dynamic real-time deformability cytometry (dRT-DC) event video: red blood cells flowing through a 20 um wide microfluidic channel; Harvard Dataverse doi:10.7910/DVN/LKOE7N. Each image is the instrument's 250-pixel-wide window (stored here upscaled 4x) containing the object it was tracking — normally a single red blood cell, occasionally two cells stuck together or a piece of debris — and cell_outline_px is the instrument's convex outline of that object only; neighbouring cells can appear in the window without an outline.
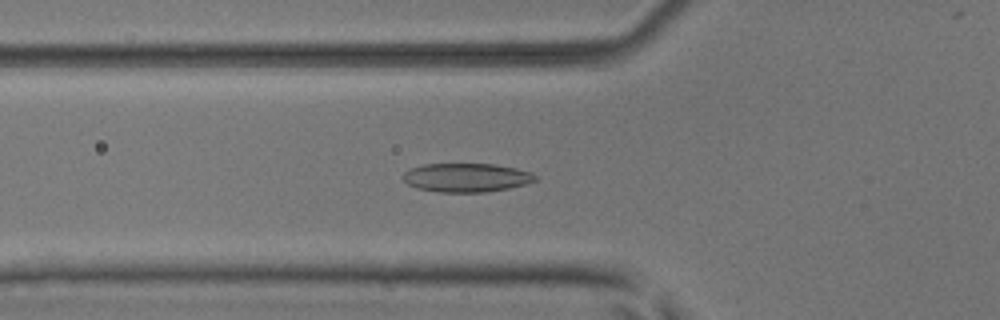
{"species": "common noctule bat (a hibernating species)", "species_latin": "Nyctalus noctula", "temperature_condition": "room temperature", "stored_images_in_passage": 41, "camera_frame_rate_fps": 3000, "um_per_image_px": 0.085, "animal": {"sex": "male", "body_mass_g": 17.9, "forearm_length_mm": 54.2}, "frame": {"image": 1, "passage_image": 8, "time_ms": 2.333, "image_size_px": [1000, 320], "cell_outline_px": [[536, 180], [524, 184], [508, 188], [484, 192], [440, 192], [416, 188], [408, 184], [404, 180], [404, 172], [412, 168], [424, 164], [496, 164], [516, 168], [532, 172], [536, 176]], "centroid_in_image_um": [39.65, 15.09], "position_along_channel_um": 86.1, "area_um2": 22.02}}
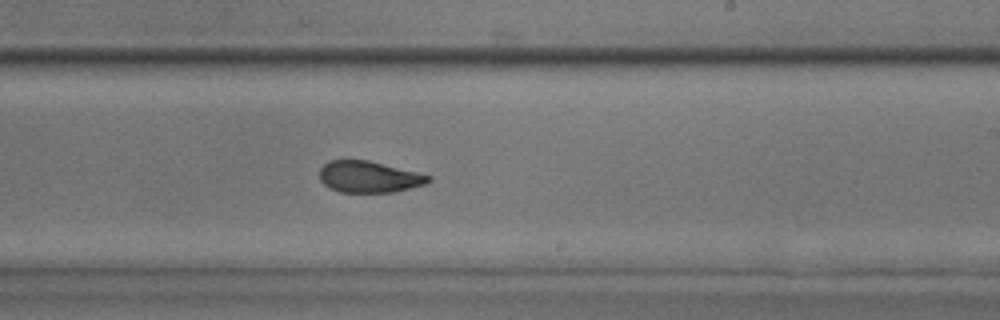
{"frame": {"image": 2, "passage_image": 21, "time_ms": 6.667, "image_size_px": [1000, 320], "cell_outline_px": [[432, 180], [424, 184], [396, 192], [340, 192], [328, 188], [320, 180], [320, 168], [328, 160], [368, 160], [432, 176]], "centroid_in_image_um": [31.34, 15.03], "position_along_channel_um": 257.7, "area_um2": 19.94}}
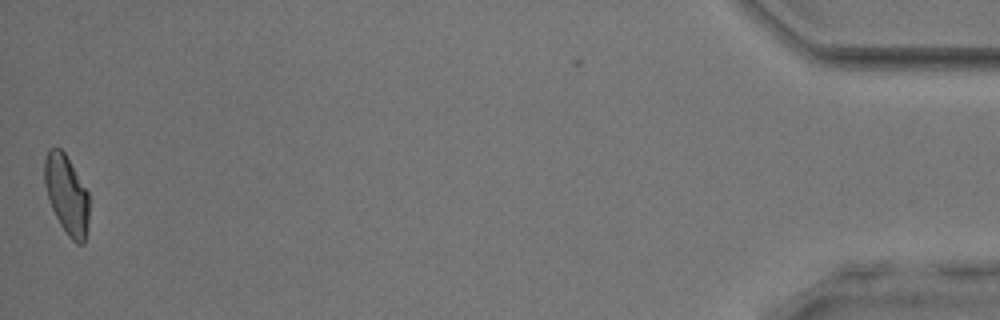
{"frame": {"image": 3, "passage_image": 41, "time_ms": 13.333, "image_size_px": [1000, 320], "cell_outline_px": [[88, 224], [84, 244], [76, 244], [68, 236], [60, 224], [52, 208], [44, 184], [44, 160], [48, 152], [52, 148], [60, 148], [64, 152], [88, 192]], "centroid_in_image_um": [5.66, 16.57], "position_along_channel_um": 429.5, "area_um2": 20.29}, "authors_computed_cell_mechanics": {"area_um2": 21.0392, "velocity_mm_per_s": 3.9672, "shape_relaxation_time_tau1_ms": 7.8557, "shape_relaxation_time_tau2_ms": 1.5028, "deformation_change_tau1": 0.2008, "deformation_change_tau2": 0.0703}}